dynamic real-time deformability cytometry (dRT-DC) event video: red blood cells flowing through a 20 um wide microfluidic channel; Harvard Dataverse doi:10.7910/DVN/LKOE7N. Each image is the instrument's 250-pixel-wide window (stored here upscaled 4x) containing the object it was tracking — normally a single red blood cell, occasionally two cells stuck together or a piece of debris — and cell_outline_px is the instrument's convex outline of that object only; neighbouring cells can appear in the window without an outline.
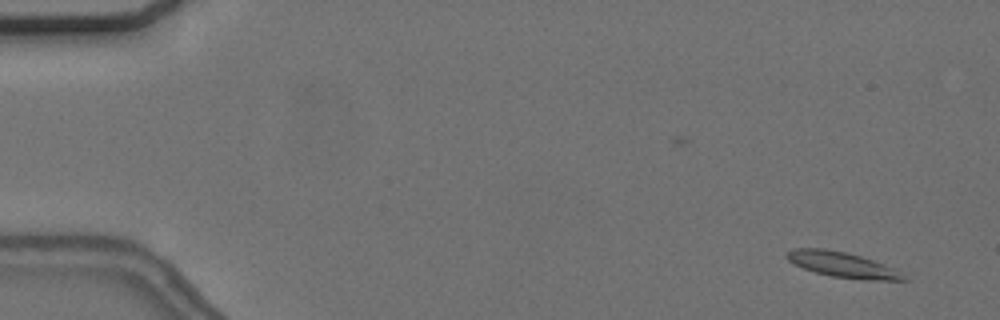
{"species": "common noctule bat (a hibernating species)", "species_latin": "Nyctalus noctula", "temperature_condition": "cold", "stored_images_in_passage": 18, "camera_frame_rate_fps": 3000, "um_per_image_px": 0.085, "animal": {"sex": "female", "body_mass_g": 24.6, "forearm_length_mm": 56.2}, "frame": {"image": 1, "passage_image": 3, "time_ms": 0.667, "image_size_px": [1000, 320], "cell_outline_px": [[908, 280], [868, 280], [832, 276], [816, 272], [804, 268], [788, 260], [784, 256], [792, 248], [824, 248], [848, 252], [872, 260], [892, 268], [900, 272]], "centroid_in_image_um": [71.56, 22.48], "position_along_channel_um": 13.4, "area_um2": 16.94}}
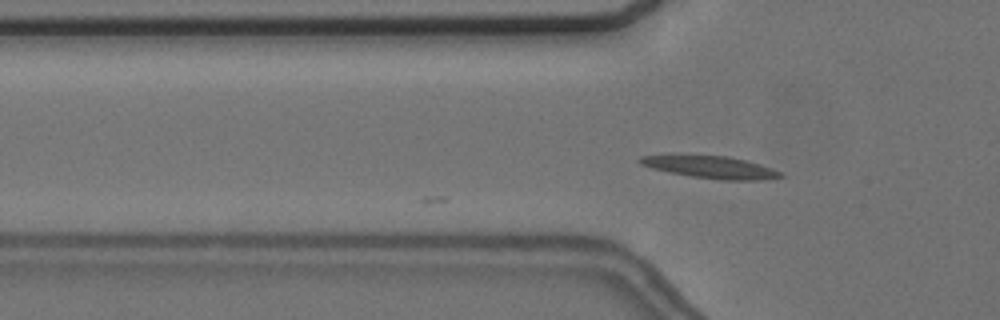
{"frame": {"image": 2, "passage_image": 18, "time_ms": 5.667, "image_size_px": [1000, 320], "cell_outline_px": [[784, 176], [760, 180], [720, 180], [692, 176], [668, 172], [652, 168], [640, 164], [636, 160], [640, 156], [728, 156], [760, 164], [772, 168], [780, 172]], "centroid_in_image_um": [60.42, 14.22], "position_along_channel_um": 65.4, "area_um2": 17.8}}